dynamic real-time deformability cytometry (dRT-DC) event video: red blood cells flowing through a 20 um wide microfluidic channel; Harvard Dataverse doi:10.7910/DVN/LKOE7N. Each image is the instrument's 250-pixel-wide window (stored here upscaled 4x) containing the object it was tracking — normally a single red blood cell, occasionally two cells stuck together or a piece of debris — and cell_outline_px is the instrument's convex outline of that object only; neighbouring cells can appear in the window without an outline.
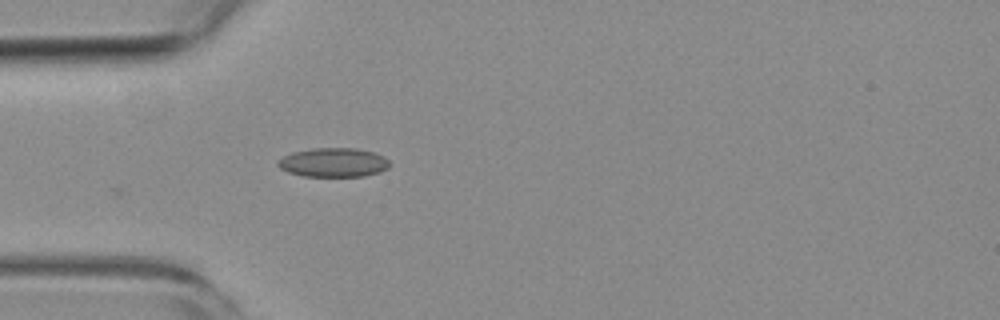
{"species": "common noctule bat (a hibernating species)", "species_latin": "Nyctalus noctula", "temperature_condition": "room temperature", "stored_images_in_passage": 5, "camera_frame_rate_fps": 3000, "um_per_image_px": 0.085, "animal": {"sex": "female", "body_mass_g": 19.3, "forearm_length_mm": 54.1}, "frame": {"image": 1, "passage_image": 5, "time_ms": 4.667, "image_size_px": [1000, 320], "cell_outline_px": [[392, 164], [388, 168], [380, 172], [364, 176], [304, 176], [288, 172], [280, 168], [276, 164], [284, 156], [292, 152], [312, 148], [356, 148], [376, 152], [384, 156]], "centroid_in_image_um": [28.39, 13.8], "position_along_channel_um": 56.6, "area_um2": 19.07}}